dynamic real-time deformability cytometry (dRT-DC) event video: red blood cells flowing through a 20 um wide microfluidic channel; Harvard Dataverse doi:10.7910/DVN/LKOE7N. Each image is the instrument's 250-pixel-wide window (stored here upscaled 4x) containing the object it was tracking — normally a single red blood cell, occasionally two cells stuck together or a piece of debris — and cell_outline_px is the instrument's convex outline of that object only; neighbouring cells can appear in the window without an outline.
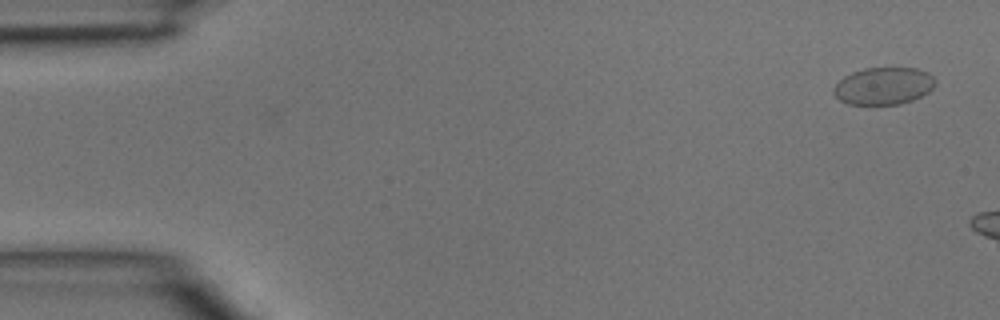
{"species": "common noctule bat (a hibernating species)", "species_latin": "Nyctalus noctula", "temperature_condition": "room temperature", "stored_images_in_passage": 3, "camera_frame_rate_fps": 3000, "um_per_image_px": 0.085, "animal": {"sex": "male", "body_mass_g": 15.6}, "frame": {"image": 1, "passage_image": 1, "time_ms": 0.0, "image_size_px": [1000, 320], "cell_outline_px": [[936, 84], [928, 92], [912, 100], [900, 104], [848, 104], [840, 100], [832, 92], [832, 88], [844, 76], [852, 72], [864, 68], [916, 68], [928, 72], [932, 76]], "centroid_in_image_um": [75.09, 7.3], "position_along_channel_um": 9.9, "area_um2": 22.02}}